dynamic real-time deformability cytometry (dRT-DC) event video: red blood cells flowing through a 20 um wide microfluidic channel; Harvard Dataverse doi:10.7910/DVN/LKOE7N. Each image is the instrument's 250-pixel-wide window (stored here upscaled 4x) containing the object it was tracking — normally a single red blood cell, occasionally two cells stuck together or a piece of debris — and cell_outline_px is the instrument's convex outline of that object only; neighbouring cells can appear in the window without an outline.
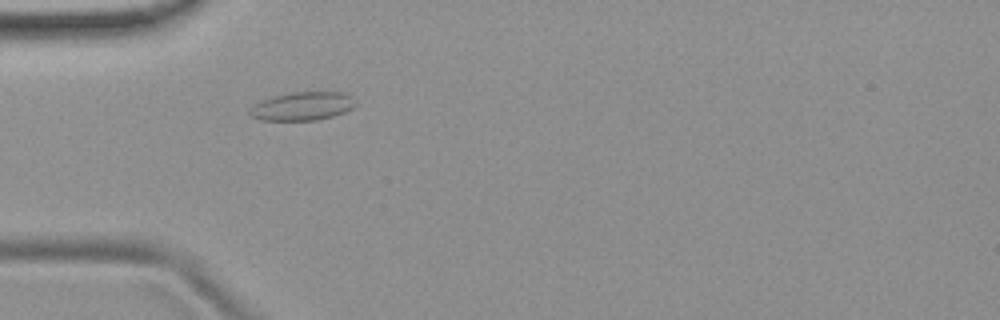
{"species": "common noctule bat (a hibernating species)", "species_latin": "Nyctalus noctula", "temperature_condition": "room temperature", "stored_images_in_passage": 1, "camera_frame_rate_fps": 3000, "um_per_image_px": 0.085, "animal": {"sex": "female", "body_mass_g": 19.9}, "frame": {"image": 1, "passage_image": 1, "time_ms": 0.0, "image_size_px": [1000, 320], "cell_outline_px": [[356, 104], [352, 108], [344, 112], [332, 116], [316, 120], [260, 120], [252, 116], [248, 112], [256, 104], [264, 100], [276, 96], [292, 92], [344, 92], [352, 96]], "centroid_in_image_um": [25.75, 9.02], "position_along_channel_um": 59.2, "area_um2": 17.22}}